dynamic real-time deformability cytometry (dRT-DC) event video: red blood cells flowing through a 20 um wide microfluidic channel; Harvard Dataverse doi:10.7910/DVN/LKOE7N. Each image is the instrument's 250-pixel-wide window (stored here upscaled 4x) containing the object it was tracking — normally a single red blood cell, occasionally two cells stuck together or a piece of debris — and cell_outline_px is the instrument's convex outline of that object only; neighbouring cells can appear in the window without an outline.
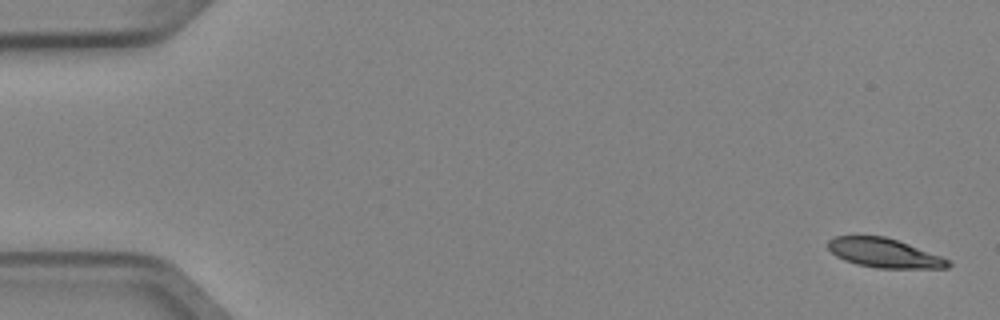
{"species": "Egyptian fruit bat (a non-hibernating species)", "species_latin": "Rousettus aegyptiacus", "temperature_condition": "cold", "stored_images_in_passage": 4, "camera_frame_rate_fps": 3000, "um_per_image_px": 0.085, "animal": {"sex": "female"}, "frame": {"image": 1, "passage_image": 1, "time_ms": 0.0, "image_size_px": [1000, 320], "cell_outline_px": [[952, 264], [948, 268], [876, 268], [856, 264], [844, 260], [836, 256], [828, 248], [828, 240], [836, 236], [884, 236], [908, 244], [940, 256], [948, 260]], "centroid_in_image_um": [75.13, 21.51], "position_along_channel_um": 9.9, "area_um2": 20.23}}
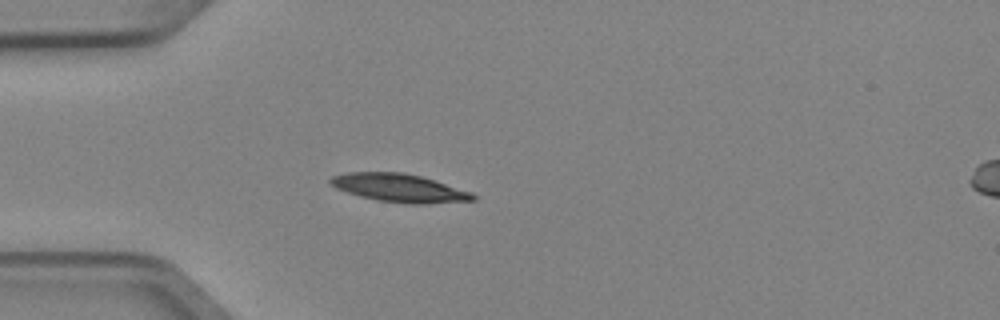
{"frame": {"image": 2, "passage_image": 4, "time_ms": 1.0, "image_size_px": [1000, 320], "cell_outline_px": [[476, 200], [424, 204], [412, 204], [376, 200], [360, 196], [336, 188], [328, 184], [328, 180], [332, 176], [348, 172], [400, 172], [420, 176], [472, 192], [476, 196]], "centroid_in_image_um": [33.92, 15.98], "position_along_channel_um": 51.1, "area_um2": 23.29}}